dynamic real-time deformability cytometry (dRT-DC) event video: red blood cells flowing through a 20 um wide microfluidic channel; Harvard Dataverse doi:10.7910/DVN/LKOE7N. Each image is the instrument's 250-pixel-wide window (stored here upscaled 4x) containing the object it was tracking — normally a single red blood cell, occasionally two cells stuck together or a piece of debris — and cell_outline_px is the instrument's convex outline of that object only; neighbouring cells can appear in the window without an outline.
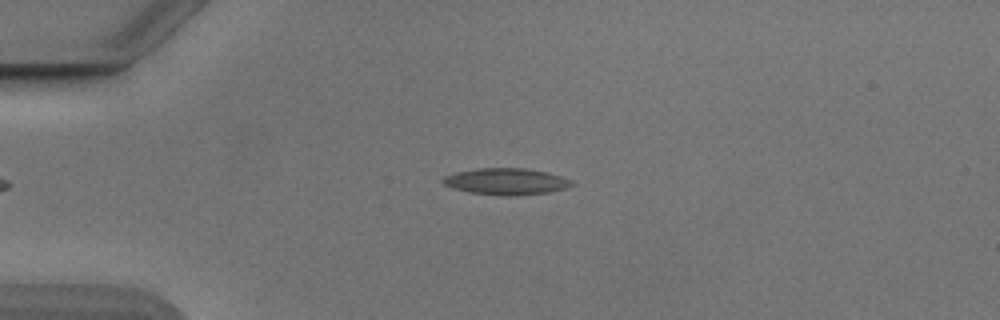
{"species": "Egyptian fruit bat (a non-hibernating species)", "species_latin": "Rousettus aegyptiacus", "temperature_condition": "cold", "stored_images_in_passage": 41, "camera_frame_rate_fps": 3000, "um_per_image_px": 0.085, "animal": {"sex": "male"}, "frame": {"image": 1, "passage_image": 1, "time_ms": 0.0, "image_size_px": [1000, 320], "cell_outline_px": [[576, 184], [564, 188], [548, 192], [516, 196], [504, 196], [468, 192], [452, 188], [444, 184], [440, 180], [444, 176], [456, 172], [476, 168], [524, 168], [544, 172], [560, 176], [572, 180]], "centroid_in_image_um": [42.98, 15.43], "position_along_channel_um": 42.0, "area_um2": 19.94}}
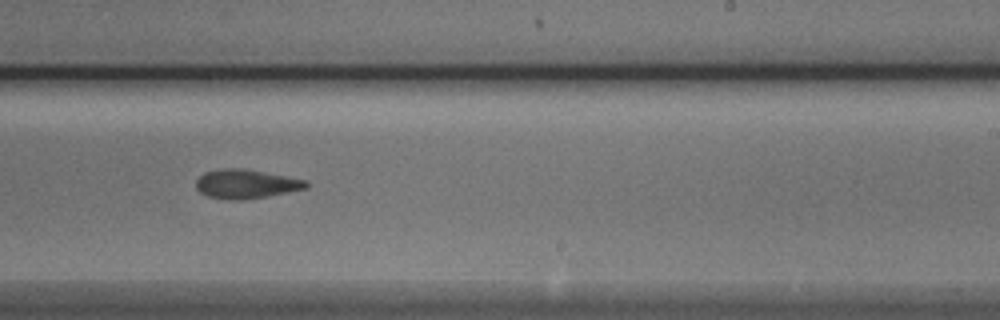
{"frame": {"image": 2, "passage_image": 21, "time_ms": 6.667, "image_size_px": [1000, 320], "cell_outline_px": [[308, 188], [268, 196], [240, 200], [228, 200], [208, 196], [200, 192], [196, 188], [196, 180], [204, 172], [220, 168], [244, 168], [308, 180]], "centroid_in_image_um": [20.91, 15.63], "position_along_channel_um": 268.1, "area_um2": 18.79}}
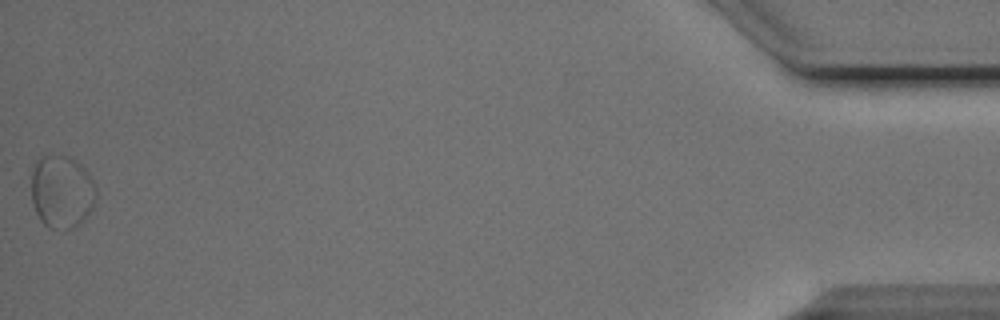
{"frame": {"image": 3, "passage_image": 41, "time_ms": 13.333, "image_size_px": [1000, 320], "cell_outline_px": [[96, 196], [92, 208], [84, 220], [72, 228], [64, 232], [60, 156], [68, 156], [80, 164], [88, 172], [96, 184]], "centroid_in_image_um": [6.45, 16.35], "position_along_channel_um": 428.7, "area_um2": 13.64}, "authors_computed_cell_mechanics": {"area_um2": 18.496, "velocity_mm_per_s": 3.8332, "shape_relaxation_time_tau1_ms": 5.4857, "shape_relaxation_time_tau2_ms": 2.3154, "deformation_change_tau1": 0.1418, "deformation_change_tau2": 0.0827}}